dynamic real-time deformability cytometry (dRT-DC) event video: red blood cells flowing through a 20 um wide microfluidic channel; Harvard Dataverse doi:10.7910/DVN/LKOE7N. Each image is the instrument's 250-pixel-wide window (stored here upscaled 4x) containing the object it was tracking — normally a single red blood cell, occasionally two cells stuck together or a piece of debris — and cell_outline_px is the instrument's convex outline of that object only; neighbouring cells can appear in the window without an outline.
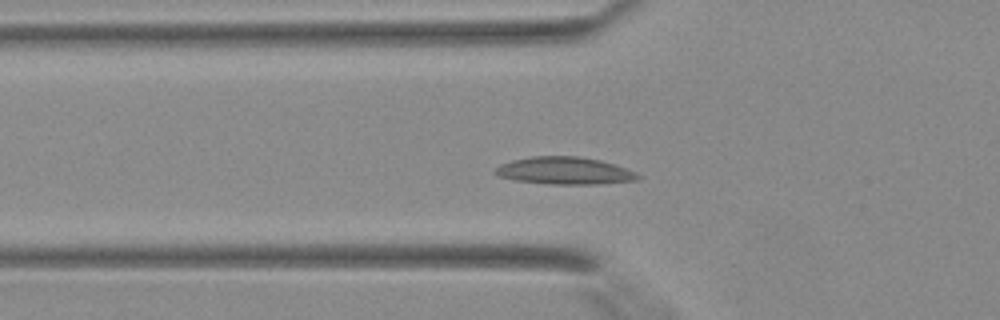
{"species": "Egyptian fruit bat (a non-hibernating species)", "species_latin": "Rousettus aegyptiacus", "temperature_condition": "warm", "stored_images_in_passage": 33, "camera_frame_rate_fps": 3000, "um_per_image_px": 0.085, "animal": {"sex": "female"}, "frame": {"image": 1, "passage_image": 6, "time_ms": 1.667, "image_size_px": [1000, 320], "cell_outline_px": [[644, 176], [640, 180], [600, 184], [552, 184], [516, 180], [500, 176], [492, 172], [500, 164], [512, 160], [532, 156], [580, 156], [600, 160], [636, 172]], "centroid_in_image_um": [48.03, 14.51], "position_along_channel_um": 77.8, "area_um2": 22.77}}
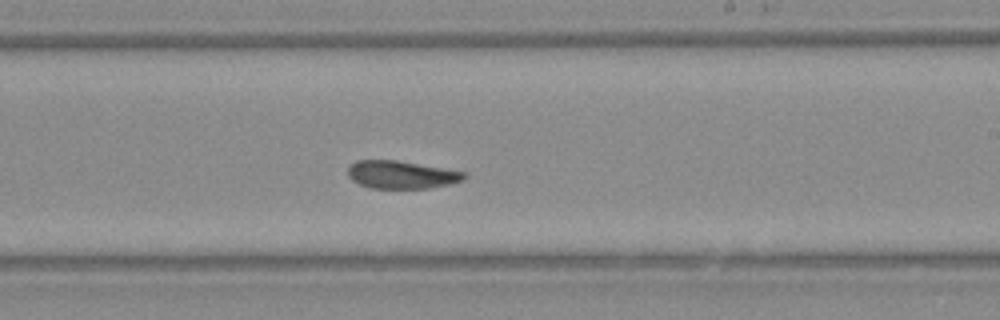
{"frame": {"image": 2, "passage_image": 17, "time_ms": 5.333, "image_size_px": [1000, 320], "cell_outline_px": [[468, 176], [464, 180], [448, 184], [428, 188], [372, 188], [360, 184], [352, 180], [348, 176], [348, 168], [356, 160], [396, 160], [464, 172]], "centroid_in_image_um": [34.1, 14.85], "position_along_channel_um": 254.9, "area_um2": 18.61}}
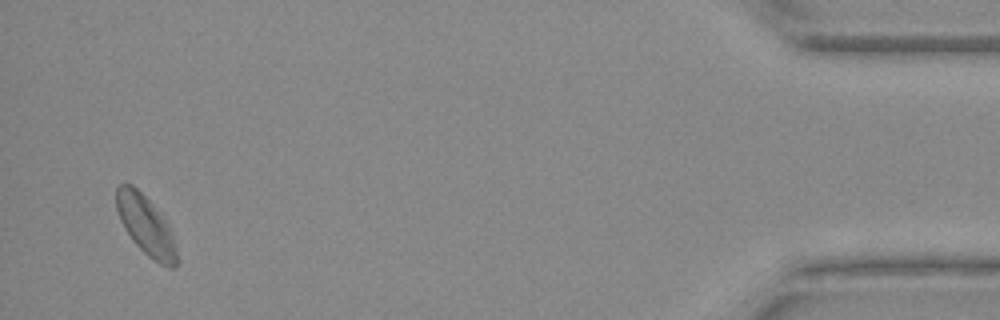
{"frame": {"image": 3, "passage_image": 32, "time_ms": 10.333, "image_size_px": [1000, 320], "cell_outline_px": [[180, 260], [176, 268], [168, 268], [160, 264], [148, 256], [132, 240], [120, 220], [116, 208], [116, 188], [120, 184], [132, 184], [152, 204], [168, 224]], "centroid_in_image_um": [12.42, 19.21], "position_along_channel_um": 422.8, "area_um2": 20.75}}